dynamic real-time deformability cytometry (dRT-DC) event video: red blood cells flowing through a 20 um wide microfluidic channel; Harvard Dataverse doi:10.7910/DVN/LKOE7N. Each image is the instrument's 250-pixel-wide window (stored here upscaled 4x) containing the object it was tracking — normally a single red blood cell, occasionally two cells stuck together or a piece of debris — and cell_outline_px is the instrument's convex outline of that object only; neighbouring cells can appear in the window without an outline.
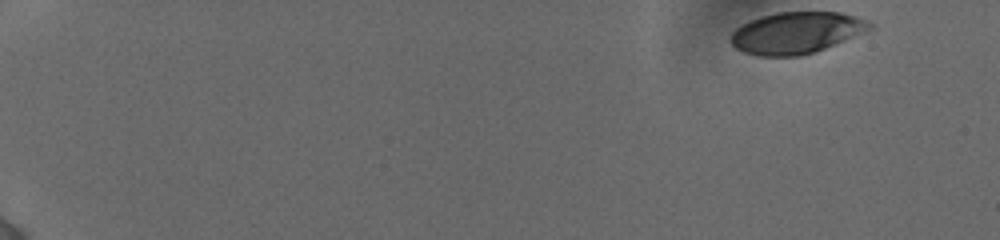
{"species": "human", "species_latin": "Homo sapiens", "temperature_condition": "cold", "stored_images_in_passage": 16, "camera_frame_rate_fps": 3000, "um_per_image_px": 0.085, "donor": {"sex": "female"}, "frame": {"image": 1, "passage_image": 1, "time_ms": 0.0, "image_size_px": [1000, 240], "cell_outline_px": [[876, 28], [824, 48], [800, 56], [756, 56], [744, 52], [736, 48], [732, 44], [732, 32], [736, 28], [752, 20], [776, 12], [840, 12], [856, 16], [868, 20]], "centroid_in_image_um": [67.74, 2.78], "position_along_channel_um": 17.3, "area_um2": 33.47}}
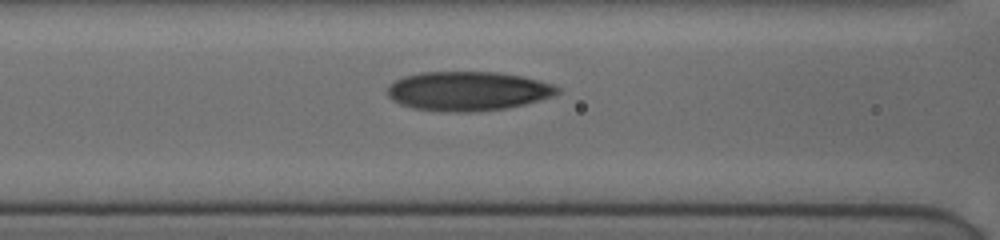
{"frame": {"image": 2, "passage_image": 12, "time_ms": 7.333, "image_size_px": [1000, 240], "cell_outline_px": [[560, 92], [552, 96], [540, 100], [524, 104], [504, 108], [468, 112], [440, 112], [412, 108], [400, 104], [392, 100], [388, 96], [388, 84], [404, 76], [420, 72], [496, 72], [520, 76], [552, 84], [560, 88]], "centroid_in_image_um": [39.72, 7.75], "position_along_channel_um": 126.9, "area_um2": 38.84}}
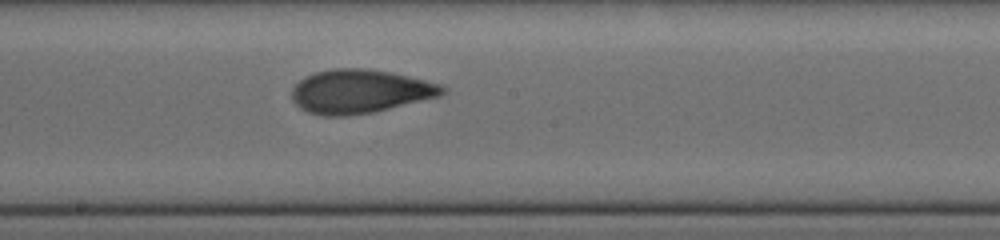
{"frame": {"image": 3, "passage_image": 16, "time_ms": 9.667, "image_size_px": [1000, 240], "cell_outline_px": [[448, 88], [440, 96], [372, 112], [344, 116], [324, 116], [308, 112], [300, 108], [292, 100], [292, 88], [304, 76], [316, 72], [332, 68], [364, 68], [392, 72], [444, 84]], "centroid_in_image_um": [30.61, 7.76], "position_along_channel_um": 217.6, "area_um2": 38.49}}